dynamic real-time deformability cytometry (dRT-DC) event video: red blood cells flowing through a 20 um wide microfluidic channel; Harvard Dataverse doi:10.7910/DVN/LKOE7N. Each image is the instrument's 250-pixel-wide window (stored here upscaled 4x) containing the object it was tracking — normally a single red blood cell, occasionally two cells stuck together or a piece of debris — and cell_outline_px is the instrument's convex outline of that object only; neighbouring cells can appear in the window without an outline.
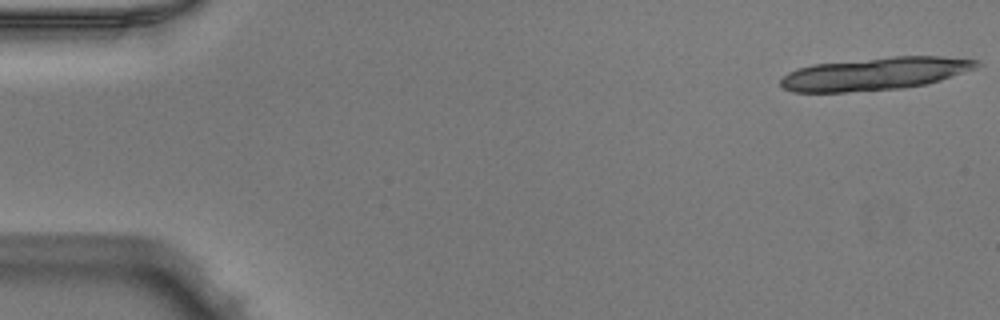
{"species": "Egyptian fruit bat (a non-hibernating species)", "species_latin": "Rousettus aegyptiacus", "temperature_condition": "warm", "stored_images_in_passage": 12, "camera_frame_rate_fps": 3000, "um_per_image_px": 0.085, "animal": {"sex": "male"}, "frame": {"image": 1, "passage_image": 1, "time_ms": 0.0, "image_size_px": [1000, 320], "cell_outline_px": [[980, 64], [976, 68], [928, 84], [904, 88], [848, 92], [792, 92], [784, 88], [780, 84], [780, 80], [788, 72], [812, 64], [892, 56], [944, 56], [980, 60]], "centroid_in_image_um": [74.39, 6.26], "position_along_channel_um": 10.6, "area_um2": 37.51}}